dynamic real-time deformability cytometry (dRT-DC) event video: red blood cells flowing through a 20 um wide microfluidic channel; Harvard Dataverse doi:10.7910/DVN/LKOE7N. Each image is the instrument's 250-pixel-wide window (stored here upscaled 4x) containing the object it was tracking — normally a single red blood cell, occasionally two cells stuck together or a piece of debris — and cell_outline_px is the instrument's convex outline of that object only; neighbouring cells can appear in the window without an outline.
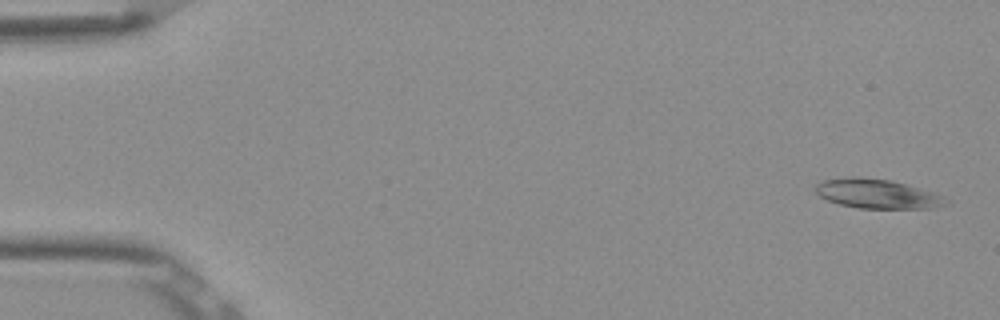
{"species": "Egyptian fruit bat (a non-hibernating species)", "species_latin": "Rousettus aegyptiacus", "temperature_condition": "room temperature", "stored_images_in_passage": 5, "camera_frame_rate_fps": 3000, "um_per_image_px": 0.085, "frame": {"image": 1, "passage_image": 1, "time_ms": 0.0, "image_size_px": [1000, 320], "cell_outline_px": [[952, 204], [932, 208], [860, 208], [840, 204], [828, 200], [820, 196], [816, 192], [816, 184], [824, 180], [852, 176], [856, 176], [892, 180], [932, 192], [944, 196]], "centroid_in_image_um": [74.6, 16.47], "position_along_channel_um": 10.4, "area_um2": 22.25}}
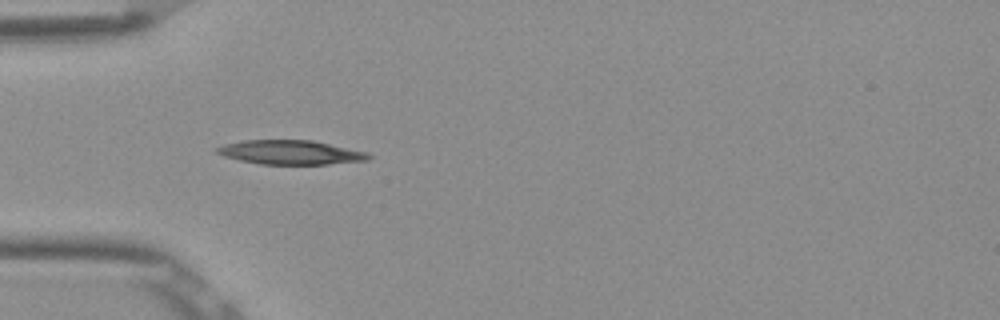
{"frame": {"image": 2, "passage_image": 5, "time_ms": 1.333, "image_size_px": [1000, 320], "cell_outline_px": [[372, 156], [368, 160], [328, 164], [260, 164], [240, 160], [224, 156], [216, 152], [216, 148], [224, 144], [244, 140], [312, 140], [368, 152]], "centroid_in_image_um": [24.71, 12.95], "position_along_channel_um": 60.3, "area_um2": 21.27}}